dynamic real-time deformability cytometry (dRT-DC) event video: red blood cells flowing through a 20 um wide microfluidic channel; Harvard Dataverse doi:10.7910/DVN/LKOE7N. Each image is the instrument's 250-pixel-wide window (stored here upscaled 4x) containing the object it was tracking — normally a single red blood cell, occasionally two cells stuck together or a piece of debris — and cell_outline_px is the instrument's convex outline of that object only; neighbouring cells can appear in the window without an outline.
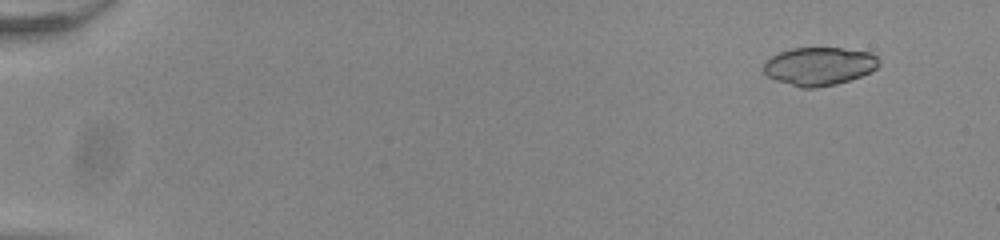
{"species": "common noctule bat (a hibernating species)", "species_latin": "Nyctalus noctula", "temperature_condition": "room temperature", "stored_images_in_passage": 52, "camera_frame_rate_fps": 3000, "um_per_image_px": 0.085, "animal": {"sex": "male", "body_mass_g": 20.0, "forearm_length_mm": 53.3}, "frame": {"image": 1, "passage_image": 3, "time_ms": 0.667, "image_size_px": [1000, 240], "cell_outline_px": [[880, 64], [876, 68], [860, 76], [836, 84], [816, 88], [800, 88], [776, 80], [768, 76], [764, 72], [764, 60], [780, 52], [792, 48], [840, 48], [872, 52], [880, 60]], "centroid_in_image_um": [69.62, 5.62], "position_along_channel_um": 15.4, "area_um2": 25.66}}
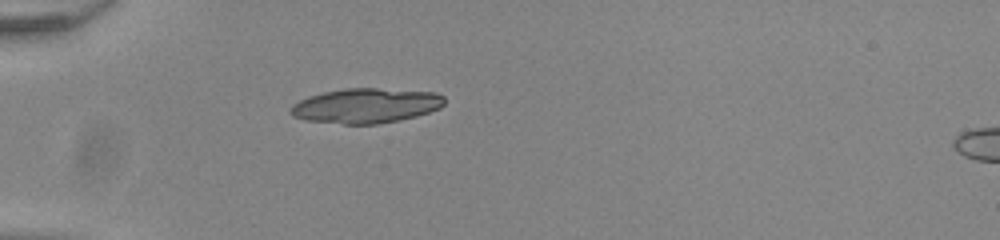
{"frame": {"image": 2, "passage_image": 16, "time_ms": 5.0, "image_size_px": [1000, 240], "cell_outline_px": [[444, 104], [440, 108], [416, 116], [400, 120], [376, 124], [344, 124], [304, 120], [292, 116], [288, 112], [292, 104], [308, 96], [324, 92], [344, 88], [376, 88], [436, 92], [444, 96]], "centroid_in_image_um": [31.08, 8.98], "position_along_channel_um": 53.9, "area_um2": 31.39}}
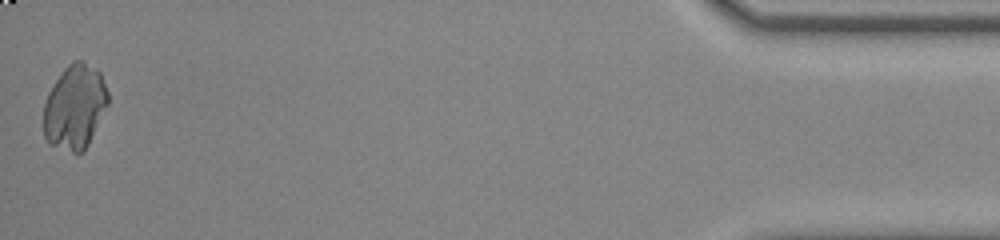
{"frame": {"image": 3, "passage_image": 52, "time_ms": 17.0, "image_size_px": [1000, 240], "cell_outline_px": [[108, 104], [84, 152], [72, 152], [48, 144], [44, 136], [44, 104], [48, 92], [64, 68], [68, 64], [76, 60], [84, 60], [96, 68], [100, 72], [108, 92]], "centroid_in_image_um": [6.36, 9.07], "position_along_channel_um": 428.8, "area_um2": 31.73}}